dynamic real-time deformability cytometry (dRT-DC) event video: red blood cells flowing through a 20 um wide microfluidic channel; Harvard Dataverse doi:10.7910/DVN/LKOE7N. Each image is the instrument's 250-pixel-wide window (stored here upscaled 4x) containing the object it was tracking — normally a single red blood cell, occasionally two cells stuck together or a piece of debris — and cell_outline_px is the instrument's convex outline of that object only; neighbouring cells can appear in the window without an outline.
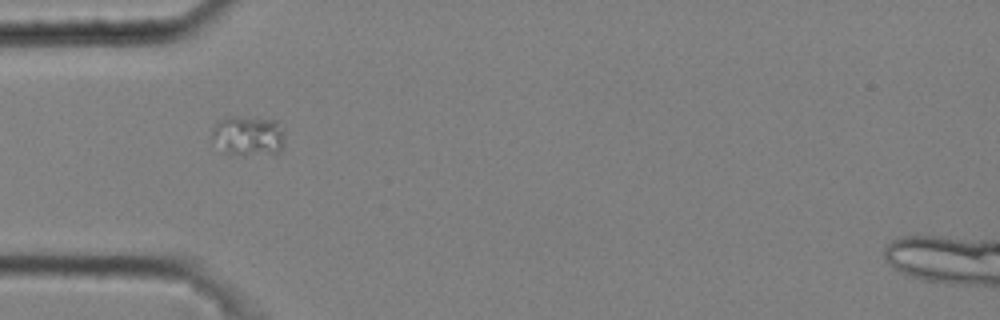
{"species": "common noctule bat (a hibernating species)", "species_latin": "Nyctalus noctula", "temperature_condition": "cold", "stored_images_in_passage": 9, "camera_frame_rate_fps": 3000, "um_per_image_px": 0.085, "animal": {"sex": "male", "body_mass_g": 20.4}, "frame": {"image": 1, "passage_image": 1, "time_ms": 0.0, "image_size_px": [1000, 320], "cell_outline_px": [[284, 132], [280, 152], [276, 156], [224, 152], [212, 140], [212, 128], [220, 120], [232, 116], [236, 116], [276, 120]], "centroid_in_image_um": [21.12, 11.55], "position_along_channel_um": 63.9, "area_um2": 16.94}}
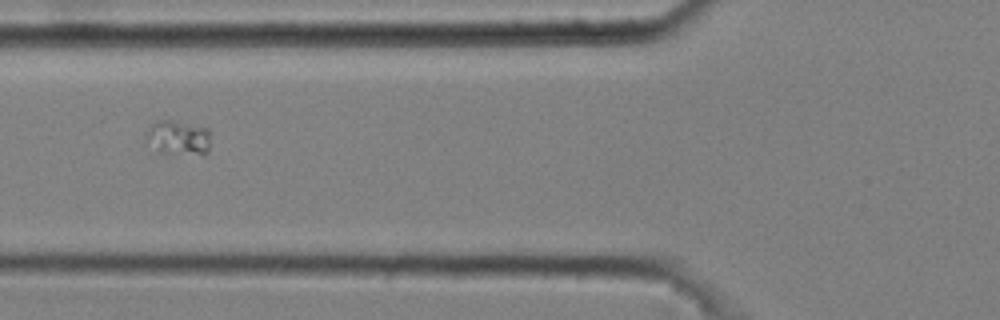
{"frame": {"image": 2, "passage_image": 2, "time_ms": 0.333, "image_size_px": [1000, 320], "cell_outline_px": [[208, 152], [196, 152], [160, 148], [144, 132], [152, 124], [160, 120], [172, 120], [208, 128]], "centroid_in_image_um": [15.21, 11.57], "position_along_channel_um": 110.6, "area_um2": 11.27}}
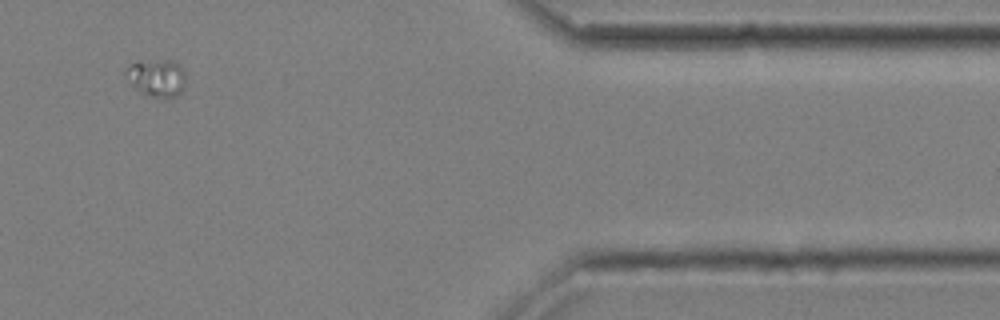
{"frame": {"image": 3, "passage_image": 9, "time_ms": 2.667, "image_size_px": [1000, 320], "cell_outline_px": [[184, 76], [180, 92], [176, 96], [164, 100], [144, 96], [132, 84], [124, 72], [124, 68], [128, 64], [164, 60], [168, 60], [180, 64]], "centroid_in_image_um": [13.28, 6.67], "position_along_channel_um": 398.1, "area_um2": 12.95}}